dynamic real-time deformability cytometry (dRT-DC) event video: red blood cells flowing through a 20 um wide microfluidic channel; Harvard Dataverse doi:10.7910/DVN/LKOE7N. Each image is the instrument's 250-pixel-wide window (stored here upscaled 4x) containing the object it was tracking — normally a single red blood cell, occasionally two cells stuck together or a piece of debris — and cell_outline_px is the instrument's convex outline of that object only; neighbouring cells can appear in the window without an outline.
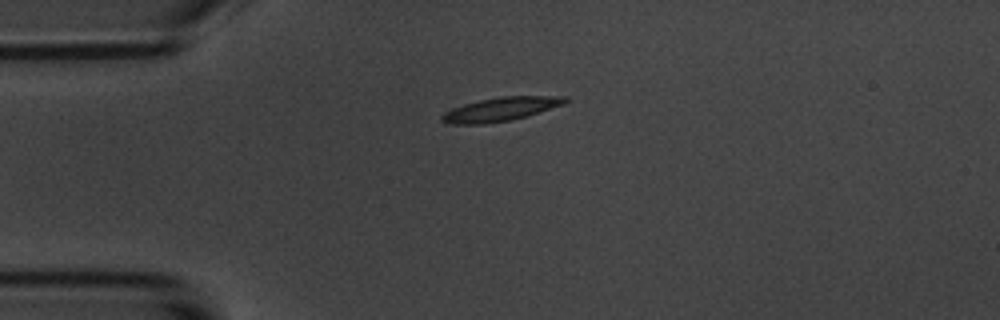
{"species": "common noctule bat (a hibernating species)", "species_latin": "Nyctalus noctula", "temperature_condition": "room temperature", "stored_images_in_passage": 12, "camera_frame_rate_fps": 3000, "um_per_image_px": 0.085, "animal": {"sex": "male", "body_mass_g": 20.1, "forearm_length_mm": 53.5}, "frame": {"image": 1, "passage_image": 1, "time_ms": 0.0, "image_size_px": [1000, 320], "cell_outline_px": [[568, 100], [564, 104], [524, 116], [508, 120], [484, 124], [456, 124], [444, 120], [440, 116], [444, 112], [452, 108], [464, 104], [480, 100], [500, 96], [568, 96]], "centroid_in_image_um": [42.56, 9.26], "position_along_channel_um": 42.4, "area_um2": 16.65}}
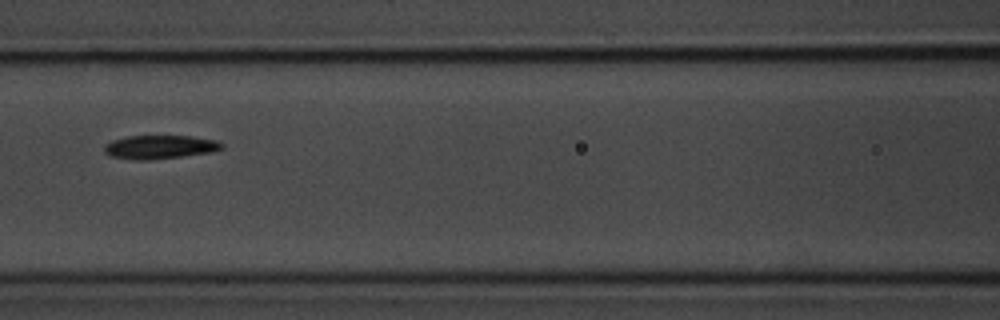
{"frame": {"image": 2, "passage_image": 4, "time_ms": 3.667, "image_size_px": [1000, 320], "cell_outline_px": [[224, 148], [212, 152], [148, 160], [132, 160], [108, 156], [104, 152], [104, 144], [112, 140], [128, 136], [192, 136], [216, 140], [224, 144]], "centroid_in_image_um": [13.55, 12.5], "position_along_channel_um": 153.0, "area_um2": 16.3}}
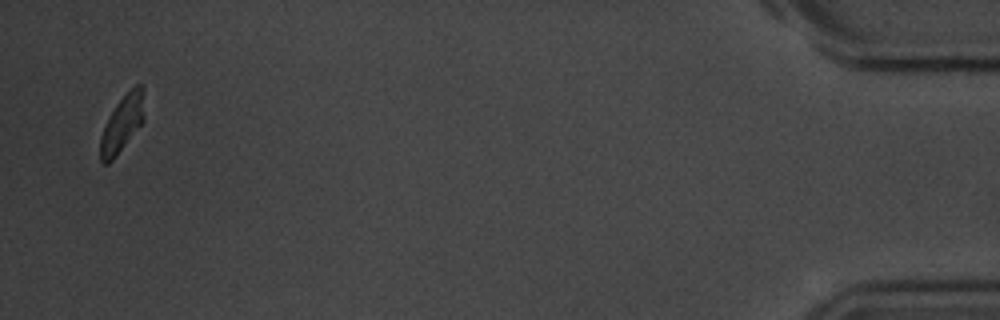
{"frame": {"image": 3, "passage_image": 12, "time_ms": 13.667, "image_size_px": [1000, 320], "cell_outline_px": [[144, 120], [116, 156], [108, 164], [104, 164], [100, 160], [100, 140], [104, 128], [116, 104], [136, 84], [144, 84]], "centroid_in_image_um": [10.42, 10.49], "position_along_channel_um": 424.8, "area_um2": 14.22}, "authors_computed_cell_mechanics": {"area_um2": 16.0106, "velocity_mm_per_s": 3.5909, "shape_relaxation_time_tau1_ms": 2.8747, "shape_relaxation_time_tau2_ms": null, "deformation_change_tau1": 0.1396, "deformation_change_tau2": null}}